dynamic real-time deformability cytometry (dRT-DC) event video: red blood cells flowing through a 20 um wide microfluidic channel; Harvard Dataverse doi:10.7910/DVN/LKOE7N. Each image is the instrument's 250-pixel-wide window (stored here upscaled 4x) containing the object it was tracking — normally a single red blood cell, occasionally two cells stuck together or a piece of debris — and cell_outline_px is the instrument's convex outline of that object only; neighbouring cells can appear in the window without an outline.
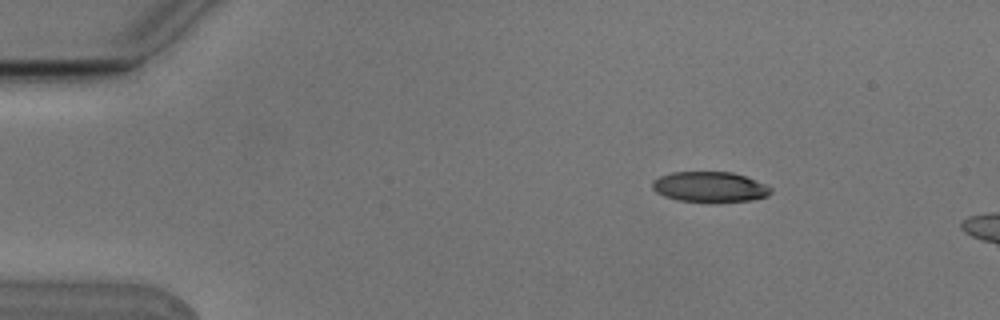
{"species": "Egyptian fruit bat (a non-hibernating species)", "species_latin": "Rousettus aegyptiacus", "temperature_condition": "cold", "stored_images_in_passage": 3, "camera_frame_rate_fps": 3000, "um_per_image_px": 0.085, "animal": {"sex": "male"}, "frame": {"image": 1, "passage_image": 1, "time_ms": 0.0, "image_size_px": [1000, 320], "cell_outline_px": [[772, 192], [768, 196], [752, 200], [708, 204], [676, 200], [664, 196], [656, 192], [652, 188], [652, 180], [660, 176], [672, 172], [732, 172], [744, 176], [764, 184], [772, 188]], "centroid_in_image_um": [60.31, 15.92], "position_along_channel_um": 24.7, "area_um2": 21.5}}